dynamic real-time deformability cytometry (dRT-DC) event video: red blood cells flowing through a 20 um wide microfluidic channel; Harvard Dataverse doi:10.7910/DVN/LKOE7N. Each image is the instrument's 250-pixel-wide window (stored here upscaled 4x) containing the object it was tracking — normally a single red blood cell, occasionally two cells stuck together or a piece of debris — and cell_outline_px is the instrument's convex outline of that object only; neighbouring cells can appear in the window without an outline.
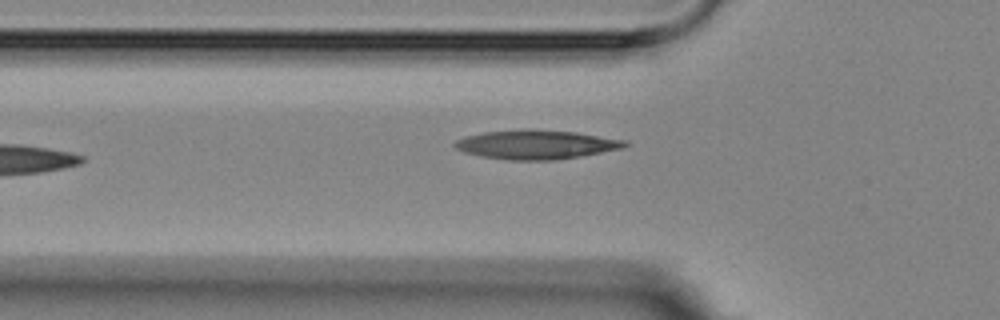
{"species": "Egyptian fruit bat (a non-hibernating species)", "species_latin": "Rousettus aegyptiacus", "temperature_condition": "room temperature", "stored_images_in_passage": 4, "camera_frame_rate_fps": 3000, "um_per_image_px": 0.085, "animal": {"sex": "female"}, "frame": {"image": 1, "passage_image": 3, "time_ms": 2.333, "image_size_px": [1000, 320], "cell_outline_px": [[632, 144], [624, 148], [580, 156], [556, 160], [508, 160], [480, 156], [464, 152], [456, 148], [452, 144], [456, 140], [464, 136], [484, 132], [524, 128], [536, 128], [576, 132], [628, 140]], "centroid_in_image_um": [45.61, 12.27], "position_along_channel_um": 80.2, "area_um2": 29.42}}